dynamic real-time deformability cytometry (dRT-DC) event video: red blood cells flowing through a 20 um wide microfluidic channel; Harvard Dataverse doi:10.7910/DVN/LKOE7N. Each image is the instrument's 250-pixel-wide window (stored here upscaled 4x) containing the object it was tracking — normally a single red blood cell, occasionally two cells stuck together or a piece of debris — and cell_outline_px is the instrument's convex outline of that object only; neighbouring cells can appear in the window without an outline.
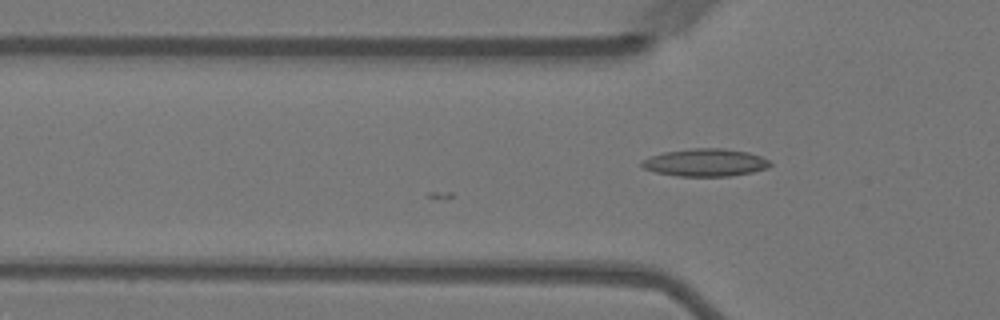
{"species": "Egyptian fruit bat (a non-hibernating species)", "species_latin": "Rousettus aegyptiacus", "temperature_condition": "warm", "stored_images_in_passage": 2, "camera_frame_rate_fps": 3000, "um_per_image_px": 0.085, "animal": {"sex": "female"}, "frame": {"image": 1, "passage_image": 2, "time_ms": 0.333, "image_size_px": [1000, 320], "cell_outline_px": [[772, 164], [768, 168], [752, 172], [728, 176], [676, 176], [656, 172], [644, 168], [640, 164], [644, 160], [652, 156], [664, 152], [692, 148], [724, 148], [748, 152], [760, 156], [768, 160]], "centroid_in_image_um": [59.98, 13.81], "position_along_channel_um": 65.8, "area_um2": 20.52}}